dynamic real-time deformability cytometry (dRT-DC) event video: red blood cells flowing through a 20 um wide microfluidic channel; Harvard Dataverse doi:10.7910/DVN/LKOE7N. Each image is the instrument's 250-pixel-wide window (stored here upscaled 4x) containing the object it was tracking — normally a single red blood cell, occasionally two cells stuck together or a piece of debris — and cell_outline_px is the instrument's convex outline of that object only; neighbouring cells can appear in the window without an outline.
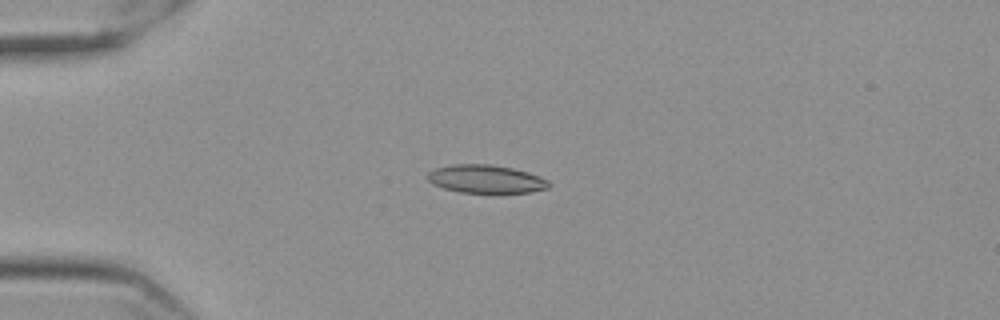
{"species": "Egyptian fruit bat (a non-hibernating species)", "species_latin": "Rousettus aegyptiacus", "temperature_condition": "cold", "stored_images_in_passage": 48, "camera_frame_rate_fps": 3000, "um_per_image_px": 0.085, "frame": {"image": 1, "passage_image": 6, "time_ms": 1.667, "image_size_px": [1000, 320], "cell_outline_px": [[552, 184], [548, 188], [532, 192], [460, 192], [444, 188], [432, 184], [428, 180], [428, 172], [436, 168], [452, 164], [492, 164], [512, 168], [528, 172], [540, 176], [548, 180]], "centroid_in_image_um": [41.32, 15.21], "position_along_channel_um": 43.7, "area_um2": 19.88}}
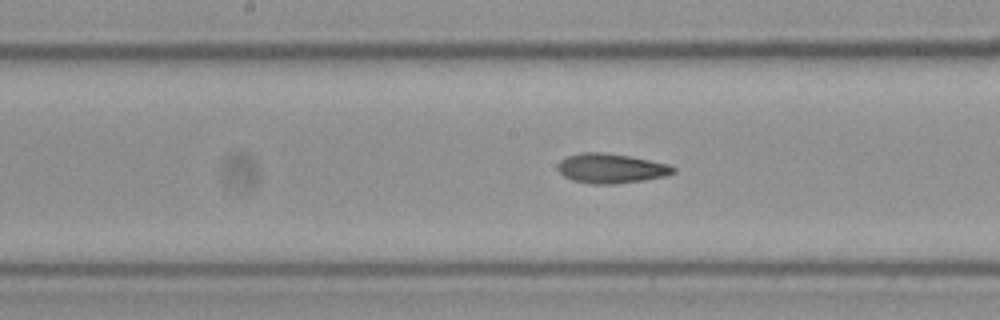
{"frame": {"image": 2, "passage_image": 21, "time_ms": 6.667, "image_size_px": [1000, 320], "cell_outline_px": [[676, 172], [668, 176], [644, 180], [616, 184], [592, 184], [572, 180], [564, 176], [556, 168], [556, 164], [560, 160], [568, 156], [580, 152], [604, 152], [632, 156], [668, 164], [676, 168]], "centroid_in_image_um": [51.95, 14.31], "position_along_channel_um": 196.3, "area_um2": 20.29}}
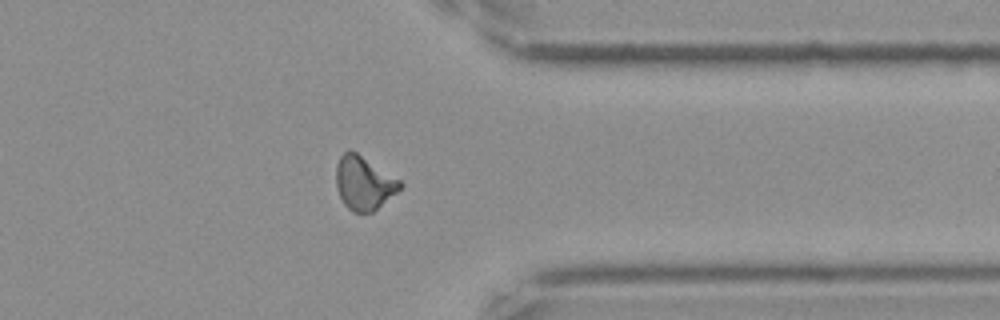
{"frame": {"image": 3, "passage_image": 37, "time_ms": 12.0, "image_size_px": [1000, 320], "cell_outline_px": [[404, 184], [396, 192], [372, 212], [352, 212], [344, 204], [336, 188], [336, 164], [340, 156], [348, 148], [356, 152], [400, 180]], "centroid_in_image_um": [30.89, 15.54], "position_along_channel_um": 380.5, "area_um2": 19.77}, "authors_computed_cell_mechanics": {"area_um2": 19.652, "velocity_mm_per_s": 3.5652, "shape_relaxation_time_tau1_ms": null, "shape_relaxation_time_tau2_ms": 3.7751, "deformation_change_tau1": null, "deformation_change_tau2": 0.1129}}